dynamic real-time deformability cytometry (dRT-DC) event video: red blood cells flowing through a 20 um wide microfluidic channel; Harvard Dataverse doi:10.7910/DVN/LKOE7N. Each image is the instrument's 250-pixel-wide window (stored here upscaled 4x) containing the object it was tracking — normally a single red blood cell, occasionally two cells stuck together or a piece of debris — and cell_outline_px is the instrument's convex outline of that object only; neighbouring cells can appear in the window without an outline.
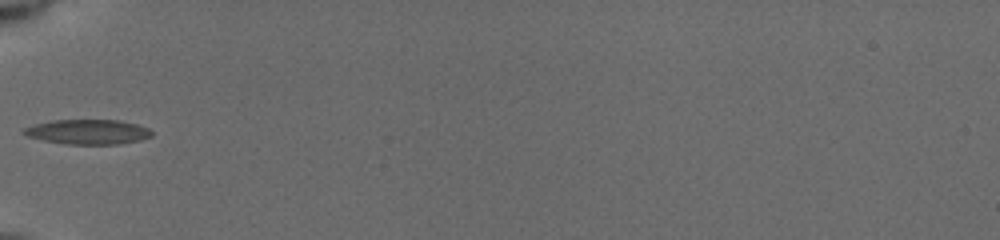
{"species": "common noctule bat (a hibernating species)", "species_latin": "Nyctalus noctula", "temperature_condition": "cold", "stored_images_in_passage": 15, "camera_frame_rate_fps": 3000, "um_per_image_px": 0.085, "animal": {"sex": "female", "body_mass_g": 19.5, "forearm_length_mm": 54.1}, "frame": {"image": 1, "passage_image": 1, "time_ms": 0.0, "image_size_px": [1000, 240], "cell_outline_px": [[152, 136], [140, 140], [120, 144], [64, 144], [44, 140], [28, 136], [20, 132], [24, 128], [36, 124], [52, 120], [116, 120], [136, 124], [148, 128], [152, 132]], "centroid_in_image_um": [7.47, 11.21], "position_along_channel_um": 77.5, "area_um2": 18.38}}
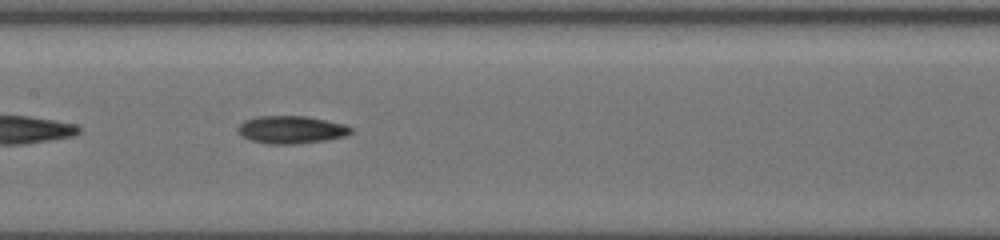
{"frame": {"image": 2, "passage_image": 12, "time_ms": 2.667, "image_size_px": [1000, 240], "cell_outline_px": [[352, 132], [344, 136], [324, 140], [296, 144], [268, 144], [252, 140], [244, 136], [236, 128], [244, 120], [256, 116], [308, 116], [344, 124], [352, 128]], "centroid_in_image_um": [24.75, 11.01], "position_along_channel_um": 182.6, "area_um2": 18.09}}
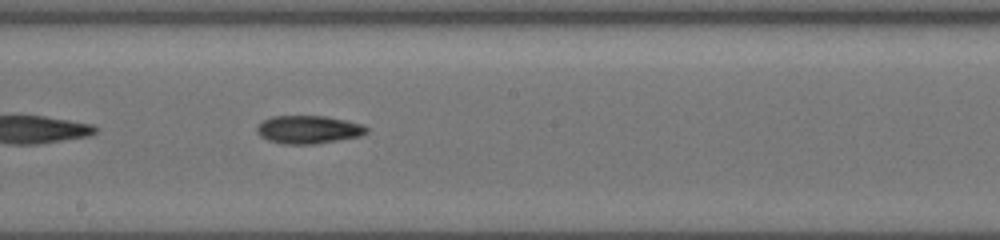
{"frame": {"image": 3, "passage_image": 15, "time_ms": 3.667, "image_size_px": [1000, 240], "cell_outline_px": [[368, 132], [360, 136], [316, 144], [284, 144], [268, 140], [260, 136], [256, 132], [256, 128], [264, 120], [272, 116], [324, 116], [364, 124], [368, 128]], "centroid_in_image_um": [26.23, 11.02], "position_along_channel_um": 222.0, "area_um2": 17.92}}